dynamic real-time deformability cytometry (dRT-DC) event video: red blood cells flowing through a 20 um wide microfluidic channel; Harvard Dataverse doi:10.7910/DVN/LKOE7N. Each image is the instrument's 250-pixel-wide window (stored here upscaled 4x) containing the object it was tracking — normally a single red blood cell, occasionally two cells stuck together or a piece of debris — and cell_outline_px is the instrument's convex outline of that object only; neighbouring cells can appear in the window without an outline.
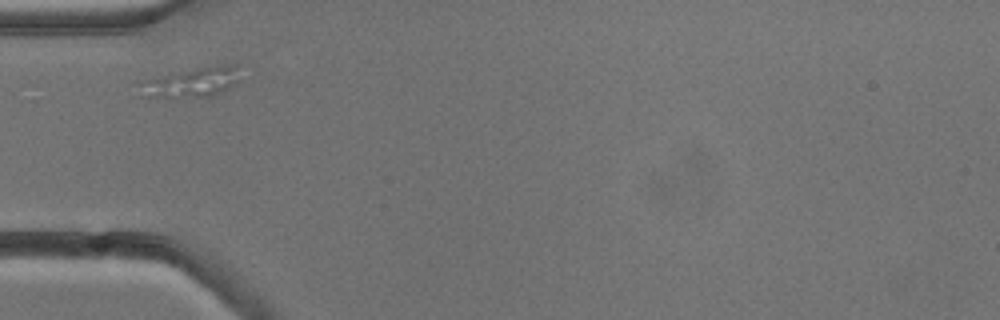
{"species": "common noctule bat (a hibernating species)", "species_latin": "Nyctalus noctula", "temperature_condition": "cold", "stored_images_in_passage": 7, "camera_frame_rate_fps": 3000, "um_per_image_px": 0.085, "animal": {"sex": "male", "body_mass_g": 13.3}, "frame": {"image": 1, "passage_image": 1, "time_ms": 0.0, "image_size_px": [1000, 320], "cell_outline_px": [[240, 80], [208, 96], [136, 96], [136, 84], [144, 80], [196, 68], [224, 64], [240, 64]], "centroid_in_image_um": [16.25, 6.96], "position_along_channel_um": 68.8, "area_um2": 16.99}}